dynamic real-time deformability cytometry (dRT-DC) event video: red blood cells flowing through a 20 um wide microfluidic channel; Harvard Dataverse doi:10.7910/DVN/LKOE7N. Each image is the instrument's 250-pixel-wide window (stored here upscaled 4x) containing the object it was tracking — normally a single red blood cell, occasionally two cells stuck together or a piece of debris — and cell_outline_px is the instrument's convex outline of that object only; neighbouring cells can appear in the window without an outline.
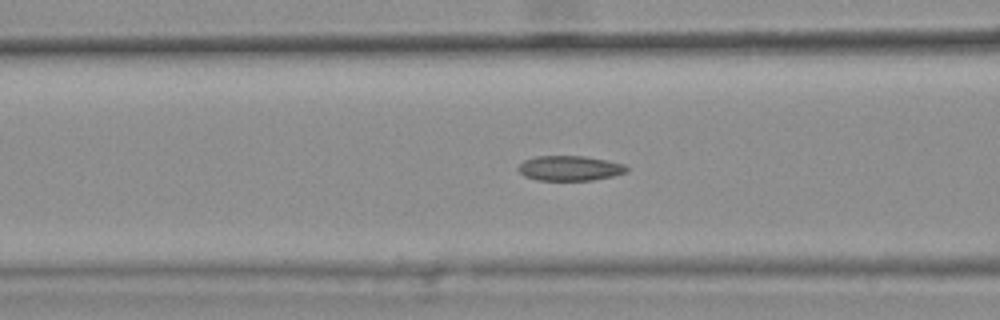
{"species": "common noctule bat (a hibernating species)", "species_latin": "Nyctalus noctula", "temperature_condition": "warm", "stored_images_in_passage": 45, "camera_frame_rate_fps": 3000, "um_per_image_px": 0.085, "animal": {"sex": "female", "body_mass_g": 25.1}, "frame": {"image": 1, "passage_image": 20, "time_ms": 6.333, "image_size_px": [1000, 320], "cell_outline_px": [[628, 172], [612, 176], [592, 180], [536, 180], [524, 176], [516, 168], [524, 160], [536, 156], [584, 156], [624, 164], [628, 168]], "centroid_in_image_um": [48.4, 14.3], "position_along_channel_um": 118.2, "area_um2": 15.72}}
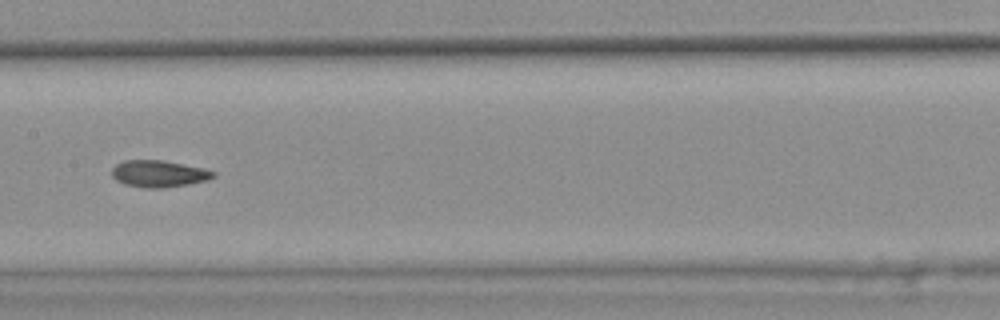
{"frame": {"image": 2, "passage_image": 26, "time_ms": 8.333, "image_size_px": [1000, 320], "cell_outline_px": [[216, 176], [208, 180], [188, 184], [160, 188], [144, 188], [124, 184], [116, 180], [112, 176], [112, 168], [116, 164], [124, 160], [164, 160], [204, 168], [216, 172]], "centroid_in_image_um": [13.5, 14.76], "position_along_channel_um": 193.9, "area_um2": 15.95}, "authors_computed_cell_mechanics": {"area_um2": 16.0684, "velocity_mm_per_s": 3.7901, "shape_relaxation_time_tau1_ms": null, "shape_relaxation_time_tau2_ms": 5.3078, "deformation_change_tau1": null, "deformation_change_tau2": 0.1091}}